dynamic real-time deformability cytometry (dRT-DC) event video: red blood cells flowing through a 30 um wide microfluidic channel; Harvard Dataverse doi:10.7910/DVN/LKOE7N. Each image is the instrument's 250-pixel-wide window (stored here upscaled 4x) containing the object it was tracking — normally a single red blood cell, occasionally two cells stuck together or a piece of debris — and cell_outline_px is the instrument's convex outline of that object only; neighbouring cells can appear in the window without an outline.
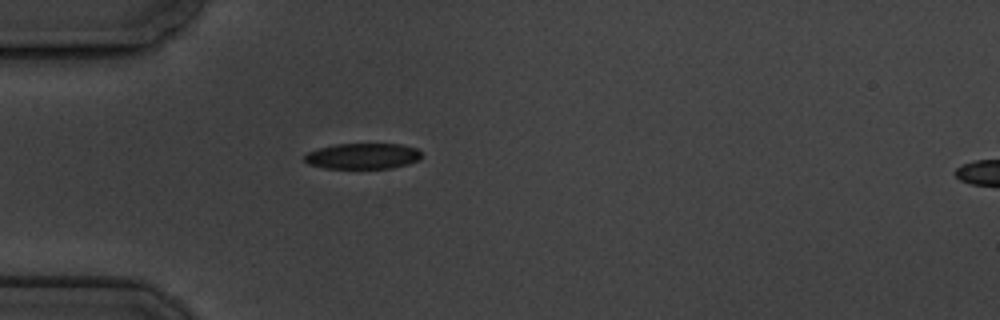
{"species": "common noctule bat (a hibernating species)", "species_latin": "Nyctalus noctula", "temperature_condition": "cold", "stored_images_in_passage": 1, "camera_frame_rate_fps": 3000, "um_per_image_px": 0.085, "animal": {"sex": "male", "body_mass_g": 19.5, "forearm_length_mm": 54.6}, "frame": {"image": 1, "passage_image": 1, "time_ms": 0.0, "image_size_px": [1000, 320], "cell_outline_px": [[420, 160], [408, 164], [392, 168], [324, 168], [308, 164], [304, 160], [304, 156], [308, 152], [320, 148], [336, 144], [400, 144], [416, 148], [420, 152]], "centroid_in_image_um": [30.83, 13.27], "position_along_channel_um": 54.2, "area_um2": 17.51}}